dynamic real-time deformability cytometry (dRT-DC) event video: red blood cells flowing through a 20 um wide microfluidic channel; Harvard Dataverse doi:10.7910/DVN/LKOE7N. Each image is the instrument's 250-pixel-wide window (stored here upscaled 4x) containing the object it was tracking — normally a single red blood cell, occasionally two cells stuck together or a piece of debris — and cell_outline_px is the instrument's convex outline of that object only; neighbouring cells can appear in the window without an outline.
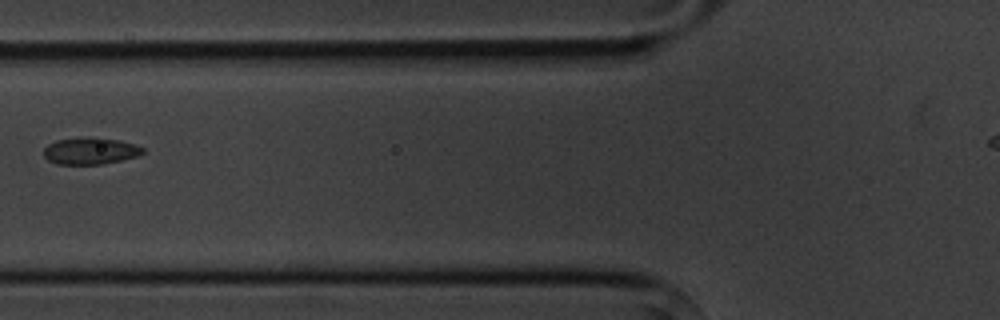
{"species": "common noctule bat (a hibernating species)", "species_latin": "Nyctalus noctula", "temperature_condition": "cold", "stored_images_in_passage": 4, "camera_frame_rate_fps": 3000, "um_per_image_px": 0.085, "animal": {"sex": "male", "body_mass_g": 20.1, "forearm_length_mm": 53.5}, "frame": {"image": 1, "passage_image": 3, "time_ms": 2.667, "image_size_px": [1000, 320], "cell_outline_px": [[144, 152], [136, 156], [120, 160], [100, 164], [56, 164], [48, 160], [44, 156], [44, 148], [48, 144], [56, 140], [80, 136], [96, 136], [120, 140], [144, 148]], "centroid_in_image_um": [7.63, 12.8], "position_along_channel_um": 118.2, "area_um2": 15.66}}
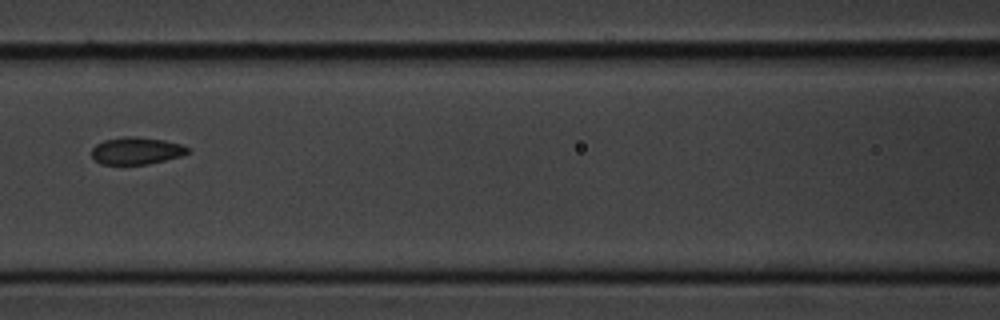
{"frame": {"image": 2, "passage_image": 4, "time_ms": 3.667, "image_size_px": [1000, 320], "cell_outline_px": [[192, 152], [180, 156], [148, 164], [100, 164], [92, 156], [92, 148], [96, 144], [104, 140], [124, 136], [136, 136], [164, 140], [180, 144], [192, 148]], "centroid_in_image_um": [11.63, 12.8], "position_along_channel_um": 155.0, "area_um2": 15.32}}